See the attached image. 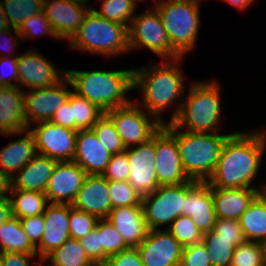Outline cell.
Returning <instances> with one entry per match:
<instances>
[{
    "label": "cell",
    "mask_w": 266,
    "mask_h": 266,
    "mask_svg": "<svg viewBox=\"0 0 266 266\" xmlns=\"http://www.w3.org/2000/svg\"><path fill=\"white\" fill-rule=\"evenodd\" d=\"M266 150V129L237 131L224 142L212 176L207 180L211 188H251L259 174Z\"/></svg>",
    "instance_id": "cell-1"
},
{
    "label": "cell",
    "mask_w": 266,
    "mask_h": 266,
    "mask_svg": "<svg viewBox=\"0 0 266 266\" xmlns=\"http://www.w3.org/2000/svg\"><path fill=\"white\" fill-rule=\"evenodd\" d=\"M183 57L164 60L162 64H155L151 67L142 66L141 68H133V89L141 91L142 100L139 106H144L149 114L153 115L160 123L165 124L162 112L168 107L177 103L176 109L172 113V122L179 114L184 98H180L185 89L184 76L180 62ZM166 61V62H165ZM182 99V100H181ZM142 103V104H141Z\"/></svg>",
    "instance_id": "cell-2"
},
{
    "label": "cell",
    "mask_w": 266,
    "mask_h": 266,
    "mask_svg": "<svg viewBox=\"0 0 266 266\" xmlns=\"http://www.w3.org/2000/svg\"><path fill=\"white\" fill-rule=\"evenodd\" d=\"M66 75L74 92L96 104L104 112L132 102L126 96L133 90V69L66 70Z\"/></svg>",
    "instance_id": "cell-3"
},
{
    "label": "cell",
    "mask_w": 266,
    "mask_h": 266,
    "mask_svg": "<svg viewBox=\"0 0 266 266\" xmlns=\"http://www.w3.org/2000/svg\"><path fill=\"white\" fill-rule=\"evenodd\" d=\"M163 126L176 138L186 175L191 180L207 182L216 168L224 142L232 133L182 132L172 122Z\"/></svg>",
    "instance_id": "cell-4"
},
{
    "label": "cell",
    "mask_w": 266,
    "mask_h": 266,
    "mask_svg": "<svg viewBox=\"0 0 266 266\" xmlns=\"http://www.w3.org/2000/svg\"><path fill=\"white\" fill-rule=\"evenodd\" d=\"M220 99L218 82L193 81L172 123L184 131L217 133L222 118Z\"/></svg>",
    "instance_id": "cell-5"
},
{
    "label": "cell",
    "mask_w": 266,
    "mask_h": 266,
    "mask_svg": "<svg viewBox=\"0 0 266 266\" xmlns=\"http://www.w3.org/2000/svg\"><path fill=\"white\" fill-rule=\"evenodd\" d=\"M72 50L112 57L130 51L128 27L103 18L92 8L85 15L78 32L69 41Z\"/></svg>",
    "instance_id": "cell-6"
},
{
    "label": "cell",
    "mask_w": 266,
    "mask_h": 266,
    "mask_svg": "<svg viewBox=\"0 0 266 266\" xmlns=\"http://www.w3.org/2000/svg\"><path fill=\"white\" fill-rule=\"evenodd\" d=\"M200 3L185 0H161L154 3L173 50L185 57L196 47L200 26Z\"/></svg>",
    "instance_id": "cell-7"
},
{
    "label": "cell",
    "mask_w": 266,
    "mask_h": 266,
    "mask_svg": "<svg viewBox=\"0 0 266 266\" xmlns=\"http://www.w3.org/2000/svg\"><path fill=\"white\" fill-rule=\"evenodd\" d=\"M130 51L146 47L163 60L180 58L173 50L159 12L147 9L131 20L128 27Z\"/></svg>",
    "instance_id": "cell-8"
},
{
    "label": "cell",
    "mask_w": 266,
    "mask_h": 266,
    "mask_svg": "<svg viewBox=\"0 0 266 266\" xmlns=\"http://www.w3.org/2000/svg\"><path fill=\"white\" fill-rule=\"evenodd\" d=\"M186 182L159 186L154 192L142 197V207L149 230L168 229L180 215H184ZM169 225V226H168Z\"/></svg>",
    "instance_id": "cell-9"
},
{
    "label": "cell",
    "mask_w": 266,
    "mask_h": 266,
    "mask_svg": "<svg viewBox=\"0 0 266 266\" xmlns=\"http://www.w3.org/2000/svg\"><path fill=\"white\" fill-rule=\"evenodd\" d=\"M137 103L132 101L105 112L114 123L125 148L147 142L163 125Z\"/></svg>",
    "instance_id": "cell-10"
},
{
    "label": "cell",
    "mask_w": 266,
    "mask_h": 266,
    "mask_svg": "<svg viewBox=\"0 0 266 266\" xmlns=\"http://www.w3.org/2000/svg\"><path fill=\"white\" fill-rule=\"evenodd\" d=\"M68 85L72 86V83L65 75L59 82L50 87L24 92V114L28 129L32 127L31 123L51 120L55 112L68 101L72 92L68 89Z\"/></svg>",
    "instance_id": "cell-11"
},
{
    "label": "cell",
    "mask_w": 266,
    "mask_h": 266,
    "mask_svg": "<svg viewBox=\"0 0 266 266\" xmlns=\"http://www.w3.org/2000/svg\"><path fill=\"white\" fill-rule=\"evenodd\" d=\"M29 128L35 140L36 153L58 162L73 161L77 131L47 122Z\"/></svg>",
    "instance_id": "cell-12"
},
{
    "label": "cell",
    "mask_w": 266,
    "mask_h": 266,
    "mask_svg": "<svg viewBox=\"0 0 266 266\" xmlns=\"http://www.w3.org/2000/svg\"><path fill=\"white\" fill-rule=\"evenodd\" d=\"M155 173L159 186L191 180L185 173L176 138L162 125L155 133Z\"/></svg>",
    "instance_id": "cell-13"
},
{
    "label": "cell",
    "mask_w": 266,
    "mask_h": 266,
    "mask_svg": "<svg viewBox=\"0 0 266 266\" xmlns=\"http://www.w3.org/2000/svg\"><path fill=\"white\" fill-rule=\"evenodd\" d=\"M130 173L129 185L141 197L154 192L159 184L155 173V134L145 143L126 148Z\"/></svg>",
    "instance_id": "cell-14"
},
{
    "label": "cell",
    "mask_w": 266,
    "mask_h": 266,
    "mask_svg": "<svg viewBox=\"0 0 266 266\" xmlns=\"http://www.w3.org/2000/svg\"><path fill=\"white\" fill-rule=\"evenodd\" d=\"M18 84L23 88L41 89L59 82L66 71L54 67L48 59L34 48L17 56Z\"/></svg>",
    "instance_id": "cell-15"
},
{
    "label": "cell",
    "mask_w": 266,
    "mask_h": 266,
    "mask_svg": "<svg viewBox=\"0 0 266 266\" xmlns=\"http://www.w3.org/2000/svg\"><path fill=\"white\" fill-rule=\"evenodd\" d=\"M144 266H180L183 246L167 230H149L137 247Z\"/></svg>",
    "instance_id": "cell-16"
},
{
    "label": "cell",
    "mask_w": 266,
    "mask_h": 266,
    "mask_svg": "<svg viewBox=\"0 0 266 266\" xmlns=\"http://www.w3.org/2000/svg\"><path fill=\"white\" fill-rule=\"evenodd\" d=\"M89 0H44L43 12L60 39L68 42L78 32L90 7ZM86 7V8H85Z\"/></svg>",
    "instance_id": "cell-17"
},
{
    "label": "cell",
    "mask_w": 266,
    "mask_h": 266,
    "mask_svg": "<svg viewBox=\"0 0 266 266\" xmlns=\"http://www.w3.org/2000/svg\"><path fill=\"white\" fill-rule=\"evenodd\" d=\"M86 176L73 161L57 162L44 192L48 202L72 205Z\"/></svg>",
    "instance_id": "cell-18"
},
{
    "label": "cell",
    "mask_w": 266,
    "mask_h": 266,
    "mask_svg": "<svg viewBox=\"0 0 266 266\" xmlns=\"http://www.w3.org/2000/svg\"><path fill=\"white\" fill-rule=\"evenodd\" d=\"M184 215L194 221L202 234L213 230L216 215L211 187L207 182H186Z\"/></svg>",
    "instance_id": "cell-19"
},
{
    "label": "cell",
    "mask_w": 266,
    "mask_h": 266,
    "mask_svg": "<svg viewBox=\"0 0 266 266\" xmlns=\"http://www.w3.org/2000/svg\"><path fill=\"white\" fill-rule=\"evenodd\" d=\"M43 214L45 225L40 243L36 246L38 257H46L70 238L69 204L49 203Z\"/></svg>",
    "instance_id": "cell-20"
},
{
    "label": "cell",
    "mask_w": 266,
    "mask_h": 266,
    "mask_svg": "<svg viewBox=\"0 0 266 266\" xmlns=\"http://www.w3.org/2000/svg\"><path fill=\"white\" fill-rule=\"evenodd\" d=\"M72 206L98 219L107 218L112 210L108 180L102 175H87Z\"/></svg>",
    "instance_id": "cell-21"
},
{
    "label": "cell",
    "mask_w": 266,
    "mask_h": 266,
    "mask_svg": "<svg viewBox=\"0 0 266 266\" xmlns=\"http://www.w3.org/2000/svg\"><path fill=\"white\" fill-rule=\"evenodd\" d=\"M112 154L98 141L92 129L78 130L73 162L87 175H102Z\"/></svg>",
    "instance_id": "cell-22"
},
{
    "label": "cell",
    "mask_w": 266,
    "mask_h": 266,
    "mask_svg": "<svg viewBox=\"0 0 266 266\" xmlns=\"http://www.w3.org/2000/svg\"><path fill=\"white\" fill-rule=\"evenodd\" d=\"M24 92L20 86L0 87V134L6 137L21 135L28 130Z\"/></svg>",
    "instance_id": "cell-23"
},
{
    "label": "cell",
    "mask_w": 266,
    "mask_h": 266,
    "mask_svg": "<svg viewBox=\"0 0 266 266\" xmlns=\"http://www.w3.org/2000/svg\"><path fill=\"white\" fill-rule=\"evenodd\" d=\"M106 219L121 234L128 247H138L149 231L142 205L113 208Z\"/></svg>",
    "instance_id": "cell-24"
},
{
    "label": "cell",
    "mask_w": 266,
    "mask_h": 266,
    "mask_svg": "<svg viewBox=\"0 0 266 266\" xmlns=\"http://www.w3.org/2000/svg\"><path fill=\"white\" fill-rule=\"evenodd\" d=\"M57 160L36 153L34 157L10 179V190L45 192Z\"/></svg>",
    "instance_id": "cell-25"
},
{
    "label": "cell",
    "mask_w": 266,
    "mask_h": 266,
    "mask_svg": "<svg viewBox=\"0 0 266 266\" xmlns=\"http://www.w3.org/2000/svg\"><path fill=\"white\" fill-rule=\"evenodd\" d=\"M261 189L211 188L216 219L239 220Z\"/></svg>",
    "instance_id": "cell-26"
},
{
    "label": "cell",
    "mask_w": 266,
    "mask_h": 266,
    "mask_svg": "<svg viewBox=\"0 0 266 266\" xmlns=\"http://www.w3.org/2000/svg\"><path fill=\"white\" fill-rule=\"evenodd\" d=\"M22 136L0 150V171L10 179L36 154L35 140L32 133L25 130L22 132Z\"/></svg>",
    "instance_id": "cell-27"
},
{
    "label": "cell",
    "mask_w": 266,
    "mask_h": 266,
    "mask_svg": "<svg viewBox=\"0 0 266 266\" xmlns=\"http://www.w3.org/2000/svg\"><path fill=\"white\" fill-rule=\"evenodd\" d=\"M238 221L246 241L266 244V197L262 192L253 199Z\"/></svg>",
    "instance_id": "cell-28"
},
{
    "label": "cell",
    "mask_w": 266,
    "mask_h": 266,
    "mask_svg": "<svg viewBox=\"0 0 266 266\" xmlns=\"http://www.w3.org/2000/svg\"><path fill=\"white\" fill-rule=\"evenodd\" d=\"M2 252L38 254L19 218L11 217L0 226V253Z\"/></svg>",
    "instance_id": "cell-29"
},
{
    "label": "cell",
    "mask_w": 266,
    "mask_h": 266,
    "mask_svg": "<svg viewBox=\"0 0 266 266\" xmlns=\"http://www.w3.org/2000/svg\"><path fill=\"white\" fill-rule=\"evenodd\" d=\"M9 199L12 215L19 219L43 214L49 204L45 193L38 191L10 190Z\"/></svg>",
    "instance_id": "cell-30"
},
{
    "label": "cell",
    "mask_w": 266,
    "mask_h": 266,
    "mask_svg": "<svg viewBox=\"0 0 266 266\" xmlns=\"http://www.w3.org/2000/svg\"><path fill=\"white\" fill-rule=\"evenodd\" d=\"M246 239H225L211 230L203 234L202 243L209 254L212 266H231V260L236 247Z\"/></svg>",
    "instance_id": "cell-31"
},
{
    "label": "cell",
    "mask_w": 266,
    "mask_h": 266,
    "mask_svg": "<svg viewBox=\"0 0 266 266\" xmlns=\"http://www.w3.org/2000/svg\"><path fill=\"white\" fill-rule=\"evenodd\" d=\"M54 266H90L93 262L87 256L78 239L69 238L59 248L46 256Z\"/></svg>",
    "instance_id": "cell-32"
},
{
    "label": "cell",
    "mask_w": 266,
    "mask_h": 266,
    "mask_svg": "<svg viewBox=\"0 0 266 266\" xmlns=\"http://www.w3.org/2000/svg\"><path fill=\"white\" fill-rule=\"evenodd\" d=\"M68 101L73 108V130L91 129L105 113L96 104L72 91Z\"/></svg>",
    "instance_id": "cell-33"
},
{
    "label": "cell",
    "mask_w": 266,
    "mask_h": 266,
    "mask_svg": "<svg viewBox=\"0 0 266 266\" xmlns=\"http://www.w3.org/2000/svg\"><path fill=\"white\" fill-rule=\"evenodd\" d=\"M1 6L12 28L18 29L22 23L43 12L44 0H0Z\"/></svg>",
    "instance_id": "cell-34"
},
{
    "label": "cell",
    "mask_w": 266,
    "mask_h": 266,
    "mask_svg": "<svg viewBox=\"0 0 266 266\" xmlns=\"http://www.w3.org/2000/svg\"><path fill=\"white\" fill-rule=\"evenodd\" d=\"M100 10L92 8L97 14L107 20L120 23L129 27V23L135 17L136 5L131 0H99ZM135 14V15H134Z\"/></svg>",
    "instance_id": "cell-35"
},
{
    "label": "cell",
    "mask_w": 266,
    "mask_h": 266,
    "mask_svg": "<svg viewBox=\"0 0 266 266\" xmlns=\"http://www.w3.org/2000/svg\"><path fill=\"white\" fill-rule=\"evenodd\" d=\"M231 266H266L265 244L245 241L234 250Z\"/></svg>",
    "instance_id": "cell-36"
},
{
    "label": "cell",
    "mask_w": 266,
    "mask_h": 266,
    "mask_svg": "<svg viewBox=\"0 0 266 266\" xmlns=\"http://www.w3.org/2000/svg\"><path fill=\"white\" fill-rule=\"evenodd\" d=\"M98 141L111 154L122 153L126 150L123 142L118 135L112 120L104 113L102 117L91 128Z\"/></svg>",
    "instance_id": "cell-37"
},
{
    "label": "cell",
    "mask_w": 266,
    "mask_h": 266,
    "mask_svg": "<svg viewBox=\"0 0 266 266\" xmlns=\"http://www.w3.org/2000/svg\"><path fill=\"white\" fill-rule=\"evenodd\" d=\"M167 230L183 247L198 244L202 241L203 234L194 221L186 215L177 217Z\"/></svg>",
    "instance_id": "cell-38"
},
{
    "label": "cell",
    "mask_w": 266,
    "mask_h": 266,
    "mask_svg": "<svg viewBox=\"0 0 266 266\" xmlns=\"http://www.w3.org/2000/svg\"><path fill=\"white\" fill-rule=\"evenodd\" d=\"M95 229L100 234L101 245L108 257L129 248L121 234L106 218L98 219Z\"/></svg>",
    "instance_id": "cell-39"
},
{
    "label": "cell",
    "mask_w": 266,
    "mask_h": 266,
    "mask_svg": "<svg viewBox=\"0 0 266 266\" xmlns=\"http://www.w3.org/2000/svg\"><path fill=\"white\" fill-rule=\"evenodd\" d=\"M112 209L122 206L142 205V197L128 181H108Z\"/></svg>",
    "instance_id": "cell-40"
},
{
    "label": "cell",
    "mask_w": 266,
    "mask_h": 266,
    "mask_svg": "<svg viewBox=\"0 0 266 266\" xmlns=\"http://www.w3.org/2000/svg\"><path fill=\"white\" fill-rule=\"evenodd\" d=\"M17 30L22 40L35 36L42 37L43 35H49L57 40L59 39L44 12L26 19Z\"/></svg>",
    "instance_id": "cell-41"
},
{
    "label": "cell",
    "mask_w": 266,
    "mask_h": 266,
    "mask_svg": "<svg viewBox=\"0 0 266 266\" xmlns=\"http://www.w3.org/2000/svg\"><path fill=\"white\" fill-rule=\"evenodd\" d=\"M98 218L85 211L78 210L70 205L69 232L70 238L80 240L95 229Z\"/></svg>",
    "instance_id": "cell-42"
},
{
    "label": "cell",
    "mask_w": 266,
    "mask_h": 266,
    "mask_svg": "<svg viewBox=\"0 0 266 266\" xmlns=\"http://www.w3.org/2000/svg\"><path fill=\"white\" fill-rule=\"evenodd\" d=\"M129 173L128 156L124 151L122 153L112 154L102 176L108 181H128Z\"/></svg>",
    "instance_id": "cell-43"
},
{
    "label": "cell",
    "mask_w": 266,
    "mask_h": 266,
    "mask_svg": "<svg viewBox=\"0 0 266 266\" xmlns=\"http://www.w3.org/2000/svg\"><path fill=\"white\" fill-rule=\"evenodd\" d=\"M180 266H212L205 245L200 242L183 247Z\"/></svg>",
    "instance_id": "cell-44"
},
{
    "label": "cell",
    "mask_w": 266,
    "mask_h": 266,
    "mask_svg": "<svg viewBox=\"0 0 266 266\" xmlns=\"http://www.w3.org/2000/svg\"><path fill=\"white\" fill-rule=\"evenodd\" d=\"M79 241L92 262L107 261L108 256L104 253L103 245H101L100 234L96 229H93Z\"/></svg>",
    "instance_id": "cell-45"
},
{
    "label": "cell",
    "mask_w": 266,
    "mask_h": 266,
    "mask_svg": "<svg viewBox=\"0 0 266 266\" xmlns=\"http://www.w3.org/2000/svg\"><path fill=\"white\" fill-rule=\"evenodd\" d=\"M11 56L7 57V55H0V87L19 86L17 56L12 54ZM11 79L15 80L17 83H12L10 81Z\"/></svg>",
    "instance_id": "cell-46"
},
{
    "label": "cell",
    "mask_w": 266,
    "mask_h": 266,
    "mask_svg": "<svg viewBox=\"0 0 266 266\" xmlns=\"http://www.w3.org/2000/svg\"><path fill=\"white\" fill-rule=\"evenodd\" d=\"M20 223L29 240L36 247L40 243L44 232V214L21 218Z\"/></svg>",
    "instance_id": "cell-47"
},
{
    "label": "cell",
    "mask_w": 266,
    "mask_h": 266,
    "mask_svg": "<svg viewBox=\"0 0 266 266\" xmlns=\"http://www.w3.org/2000/svg\"><path fill=\"white\" fill-rule=\"evenodd\" d=\"M213 231L225 239H245L238 220L216 219Z\"/></svg>",
    "instance_id": "cell-48"
},
{
    "label": "cell",
    "mask_w": 266,
    "mask_h": 266,
    "mask_svg": "<svg viewBox=\"0 0 266 266\" xmlns=\"http://www.w3.org/2000/svg\"><path fill=\"white\" fill-rule=\"evenodd\" d=\"M110 266H144L137 247H129L118 254L108 257Z\"/></svg>",
    "instance_id": "cell-49"
},
{
    "label": "cell",
    "mask_w": 266,
    "mask_h": 266,
    "mask_svg": "<svg viewBox=\"0 0 266 266\" xmlns=\"http://www.w3.org/2000/svg\"><path fill=\"white\" fill-rule=\"evenodd\" d=\"M0 257L3 266H31L30 258H38V254L2 252Z\"/></svg>",
    "instance_id": "cell-50"
},
{
    "label": "cell",
    "mask_w": 266,
    "mask_h": 266,
    "mask_svg": "<svg viewBox=\"0 0 266 266\" xmlns=\"http://www.w3.org/2000/svg\"><path fill=\"white\" fill-rule=\"evenodd\" d=\"M51 123L70 128L73 130V108L71 103L67 101L53 115Z\"/></svg>",
    "instance_id": "cell-51"
},
{
    "label": "cell",
    "mask_w": 266,
    "mask_h": 266,
    "mask_svg": "<svg viewBox=\"0 0 266 266\" xmlns=\"http://www.w3.org/2000/svg\"><path fill=\"white\" fill-rule=\"evenodd\" d=\"M13 29V30H12ZM14 32L15 33V35L13 36V38L12 37H10L9 38V40H8V38H6L7 39V41H5L4 40V42H3V40L1 39V38H4L6 35H8V37H9V35H11L10 33L11 32ZM5 35V36H4ZM4 36V37H3ZM7 37V36H6ZM0 40H2L1 42H3V43H1L0 42V49L2 50V49H6L7 51H8V57H9V55L11 54L9 51H12V50H15V47H17L18 45H19V41L21 40L22 41V37H21V35L18 33V30L16 29V28H12V27H10V28H8V29H5V30H2L1 32H0ZM3 46H4V48H3ZM9 46V47H8ZM3 51V50H2ZM6 51V52H7Z\"/></svg>",
    "instance_id": "cell-52"
},
{
    "label": "cell",
    "mask_w": 266,
    "mask_h": 266,
    "mask_svg": "<svg viewBox=\"0 0 266 266\" xmlns=\"http://www.w3.org/2000/svg\"><path fill=\"white\" fill-rule=\"evenodd\" d=\"M11 217H13V215L9 197L0 198V226L7 222Z\"/></svg>",
    "instance_id": "cell-53"
},
{
    "label": "cell",
    "mask_w": 266,
    "mask_h": 266,
    "mask_svg": "<svg viewBox=\"0 0 266 266\" xmlns=\"http://www.w3.org/2000/svg\"><path fill=\"white\" fill-rule=\"evenodd\" d=\"M11 188L10 178L0 171V198L9 197Z\"/></svg>",
    "instance_id": "cell-54"
},
{
    "label": "cell",
    "mask_w": 266,
    "mask_h": 266,
    "mask_svg": "<svg viewBox=\"0 0 266 266\" xmlns=\"http://www.w3.org/2000/svg\"><path fill=\"white\" fill-rule=\"evenodd\" d=\"M225 3H229L233 7L244 11L246 8H249L252 3H254L255 0H223Z\"/></svg>",
    "instance_id": "cell-55"
},
{
    "label": "cell",
    "mask_w": 266,
    "mask_h": 266,
    "mask_svg": "<svg viewBox=\"0 0 266 266\" xmlns=\"http://www.w3.org/2000/svg\"><path fill=\"white\" fill-rule=\"evenodd\" d=\"M8 28H10V25L7 21V18L0 3V32Z\"/></svg>",
    "instance_id": "cell-56"
},
{
    "label": "cell",
    "mask_w": 266,
    "mask_h": 266,
    "mask_svg": "<svg viewBox=\"0 0 266 266\" xmlns=\"http://www.w3.org/2000/svg\"><path fill=\"white\" fill-rule=\"evenodd\" d=\"M39 260L40 261H39V264L37 266H54L51 262H50V264L45 262L46 261V257H39ZM40 263H43V264H40Z\"/></svg>",
    "instance_id": "cell-57"
},
{
    "label": "cell",
    "mask_w": 266,
    "mask_h": 266,
    "mask_svg": "<svg viewBox=\"0 0 266 266\" xmlns=\"http://www.w3.org/2000/svg\"><path fill=\"white\" fill-rule=\"evenodd\" d=\"M90 266H110L107 261L104 262H93Z\"/></svg>",
    "instance_id": "cell-58"
},
{
    "label": "cell",
    "mask_w": 266,
    "mask_h": 266,
    "mask_svg": "<svg viewBox=\"0 0 266 266\" xmlns=\"http://www.w3.org/2000/svg\"><path fill=\"white\" fill-rule=\"evenodd\" d=\"M264 195H265V197H266V184H263V186H262V191H261Z\"/></svg>",
    "instance_id": "cell-59"
},
{
    "label": "cell",
    "mask_w": 266,
    "mask_h": 266,
    "mask_svg": "<svg viewBox=\"0 0 266 266\" xmlns=\"http://www.w3.org/2000/svg\"><path fill=\"white\" fill-rule=\"evenodd\" d=\"M185 1H192V2H196V3H200L202 0H185Z\"/></svg>",
    "instance_id": "cell-60"
},
{
    "label": "cell",
    "mask_w": 266,
    "mask_h": 266,
    "mask_svg": "<svg viewBox=\"0 0 266 266\" xmlns=\"http://www.w3.org/2000/svg\"><path fill=\"white\" fill-rule=\"evenodd\" d=\"M136 6H137V4H138V2H139V0H131ZM140 1H143V0H140Z\"/></svg>",
    "instance_id": "cell-61"
},
{
    "label": "cell",
    "mask_w": 266,
    "mask_h": 266,
    "mask_svg": "<svg viewBox=\"0 0 266 266\" xmlns=\"http://www.w3.org/2000/svg\"><path fill=\"white\" fill-rule=\"evenodd\" d=\"M0 266H3L1 257H0Z\"/></svg>",
    "instance_id": "cell-62"
}]
</instances>
